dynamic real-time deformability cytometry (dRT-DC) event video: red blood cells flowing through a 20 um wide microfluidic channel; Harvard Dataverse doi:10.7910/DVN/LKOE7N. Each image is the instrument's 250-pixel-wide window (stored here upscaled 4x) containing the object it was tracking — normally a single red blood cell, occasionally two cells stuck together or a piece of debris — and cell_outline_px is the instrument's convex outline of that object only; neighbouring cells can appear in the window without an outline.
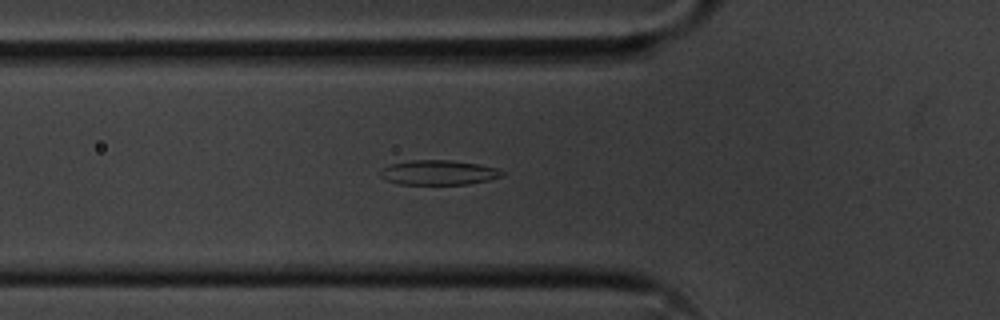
{"species": "common noctule bat (a hibernating species)", "species_latin": "Nyctalus noctula", "temperature_condition": "cold", "stored_images_in_passage": 46, "camera_frame_rate_fps": 3000, "um_per_image_px": 0.085, "animal": {"sex": "male", "body_mass_g": 20.1, "forearm_length_mm": 53.5}, "frame": {"image": 1, "passage_image": 14, "time_ms": 4.333, "image_size_px": [1000, 320], "cell_outline_px": [[504, 176], [488, 180], [468, 184], [400, 184], [384, 180], [380, 176], [380, 168], [388, 164], [412, 160], [448, 160], [480, 164], [496, 168], [504, 172]], "centroid_in_image_um": [37.24, 14.66], "position_along_channel_um": 88.6, "area_um2": 17.69}}
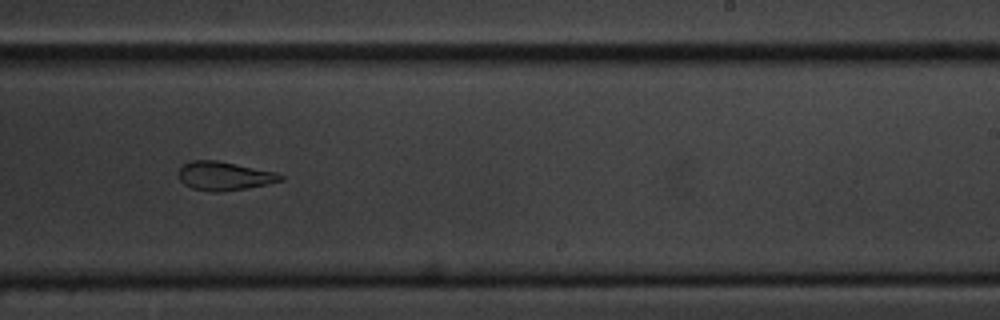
{"frame": {"image": 2, "passage_image": 29, "time_ms": 9.333, "image_size_px": [1000, 320], "cell_outline_px": [[284, 180], [268, 184], [248, 188], [220, 192], [212, 192], [192, 188], [184, 184], [180, 180], [180, 168], [184, 164], [192, 160], [216, 160], [276, 172], [284, 176]], "centroid_in_image_um": [19.09, 14.96], "position_along_channel_um": 269.9, "area_um2": 16.99}}
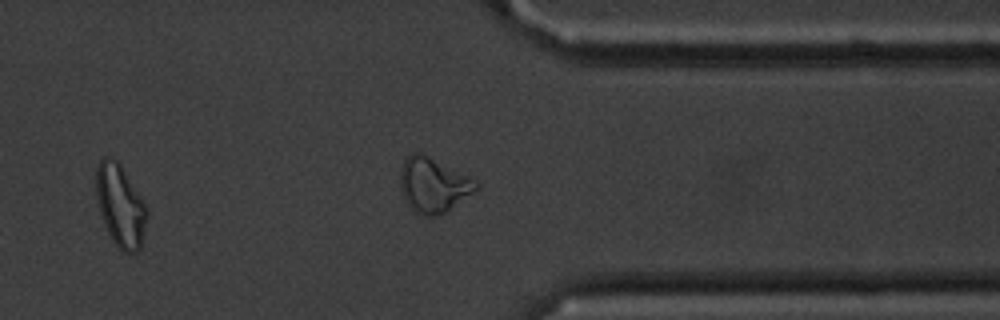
{"frame": {"image": 3, "passage_image": 38, "time_ms": 12.333, "image_size_px": [1000, 320], "cell_outline_px": [[148, 216], [140, 248], [136, 252], [124, 252], [112, 240], [108, 232], [100, 212], [96, 196], [96, 168], [100, 160], [104, 156], [108, 156], [116, 160], [120, 164], [148, 208]], "centroid_in_image_um": [10.23, 17.46], "position_along_channel_um": 401.2, "area_um2": 24.1}, "authors_computed_cell_mechanics": {"area_um2": 18.2359, "velocity_mm_per_s": 3.6141, "shape_relaxation_time_tau1_ms": 4.9289, "shape_relaxation_time_tau2_ms": 3.7792, "deformation_change_tau1": 0.1497, "deformation_change_tau2": 0.1099}}